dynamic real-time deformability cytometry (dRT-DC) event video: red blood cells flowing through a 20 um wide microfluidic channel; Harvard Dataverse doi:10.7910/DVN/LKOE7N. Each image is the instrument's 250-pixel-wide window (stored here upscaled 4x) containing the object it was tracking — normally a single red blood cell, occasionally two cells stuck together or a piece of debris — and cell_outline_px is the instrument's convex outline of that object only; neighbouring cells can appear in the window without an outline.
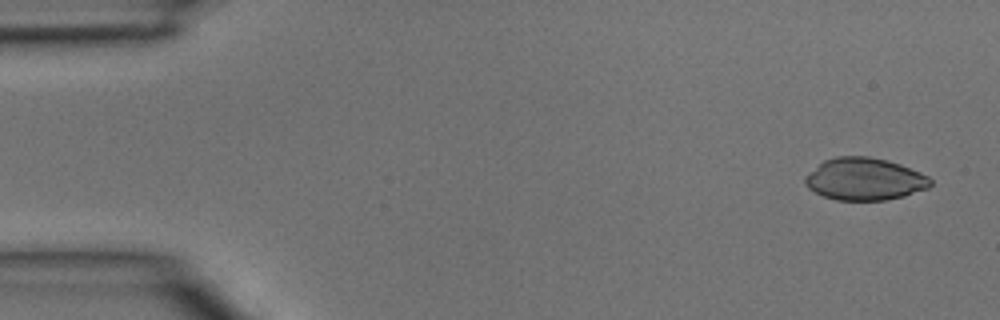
{"species": "common noctule bat (a hibernating species)", "species_latin": "Nyctalus noctula", "temperature_condition": "room temperature", "stored_images_in_passage": 4, "segment_of_instrument_passage": [1, 2], "camera_frame_rate_fps": 3000, "um_per_image_px": 0.085, "animal": {"sex": "male", "body_mass_g": 15.6}, "frame": {"image": 1, "passage_image": 1, "time_ms": 0.0, "image_size_px": [1000, 320], "cell_outline_px": [[932, 184], [928, 188], [904, 196], [884, 200], [836, 200], [824, 196], [808, 188], [804, 184], [804, 176], [824, 160], [836, 156], [868, 156], [888, 160], [900, 164], [920, 172], [928, 176], [932, 180]], "centroid_in_image_um": [73.49, 15.21], "position_along_channel_um": 11.5, "area_um2": 30.98}}